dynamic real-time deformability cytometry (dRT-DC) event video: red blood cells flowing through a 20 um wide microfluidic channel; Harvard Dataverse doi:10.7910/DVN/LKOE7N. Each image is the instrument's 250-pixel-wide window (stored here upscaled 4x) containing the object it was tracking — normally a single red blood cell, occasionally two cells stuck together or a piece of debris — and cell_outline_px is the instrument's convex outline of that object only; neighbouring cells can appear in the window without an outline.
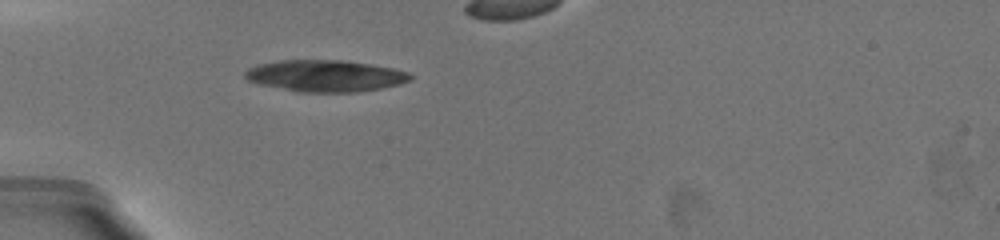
{"species": "common noctule bat (a hibernating species)", "species_latin": "Nyctalus noctula", "temperature_condition": "warm", "stored_images_in_passage": 10, "camera_frame_rate_fps": 3000, "um_per_image_px": 0.085, "animal": {"sex": "female", "body_mass_g": 19.5, "forearm_length_mm": 54.1}, "frame": {"image": 1, "passage_image": 1, "time_ms": 0.0, "image_size_px": [1000, 240], "cell_outline_px": [[412, 80], [380, 88], [352, 92], [296, 92], [260, 84], [248, 80], [244, 76], [244, 72], [248, 68], [256, 64], [280, 60], [344, 60], [372, 64], [396, 68], [408, 72], [412, 76]], "centroid_in_image_um": [27.63, 6.43], "position_along_channel_um": 57.4, "area_um2": 30.58}}